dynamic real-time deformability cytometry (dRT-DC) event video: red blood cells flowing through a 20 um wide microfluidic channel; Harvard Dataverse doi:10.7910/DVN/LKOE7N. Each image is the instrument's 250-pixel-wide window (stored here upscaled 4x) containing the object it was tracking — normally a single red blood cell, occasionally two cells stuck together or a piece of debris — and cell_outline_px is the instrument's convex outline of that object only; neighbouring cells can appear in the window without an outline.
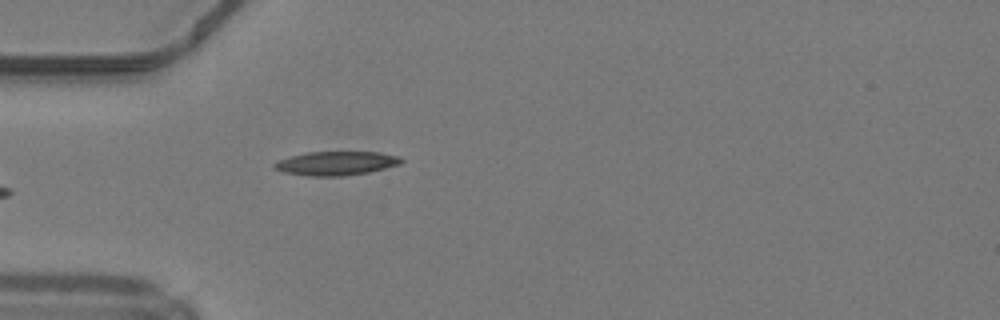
{"species": "common noctule bat (a hibernating species)", "species_latin": "Nyctalus noctula", "temperature_condition": "warm", "stored_images_in_passage": 28, "camera_frame_rate_fps": 3000, "um_per_image_px": 0.085, "animal": {"sex": "male", "body_mass_g": 19.2, "forearm_length_mm": 51.8}, "frame": {"image": 1, "passage_image": 1, "time_ms": 0.0, "image_size_px": [1000, 320], "cell_outline_px": [[404, 160], [400, 164], [368, 172], [340, 176], [312, 176], [284, 172], [272, 168], [272, 164], [280, 160], [292, 156], [308, 152], [380, 152], [400, 156]], "centroid_in_image_um": [28.59, 13.87], "position_along_channel_um": 56.4, "area_um2": 17.51}}
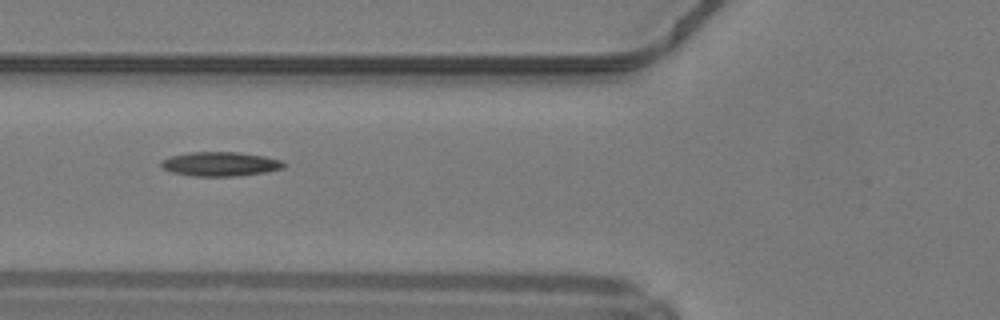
{"frame": {"image": 2, "passage_image": 5, "time_ms": 1.333, "image_size_px": [1000, 320], "cell_outline_px": [[284, 168], [264, 172], [236, 176], [196, 176], [172, 172], [164, 168], [160, 164], [160, 160], [172, 156], [188, 152], [236, 152], [264, 156], [280, 160], [284, 164]], "centroid_in_image_um": [18.7, 13.93], "position_along_channel_um": 107.1, "area_um2": 17.11}, "authors_computed_cell_mechanics": {"area_um2": 16.5886, "velocity_mm_per_s": 4.2284, "shape_relaxation_time_tau1_ms": null, "shape_relaxation_time_tau2_ms": 7.6189, "deformation_change_tau1": null, "deformation_change_tau2": 0.1689}}